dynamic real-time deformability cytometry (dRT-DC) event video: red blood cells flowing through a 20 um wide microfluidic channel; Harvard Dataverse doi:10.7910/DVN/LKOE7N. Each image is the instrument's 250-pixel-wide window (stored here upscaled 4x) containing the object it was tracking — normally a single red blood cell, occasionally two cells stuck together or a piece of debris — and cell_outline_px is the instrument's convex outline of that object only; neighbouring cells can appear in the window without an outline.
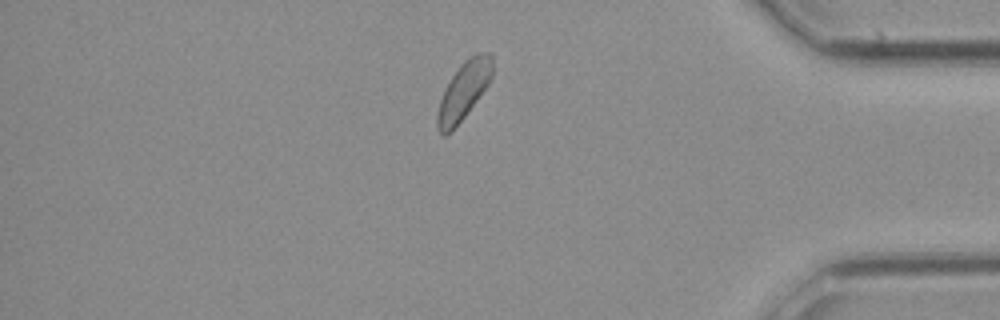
{"species": "common noctule bat (a hibernating species)", "species_latin": "Nyctalus noctula", "temperature_condition": "cold", "stored_images_in_passage": 23, "camera_frame_rate_fps": 3000, "um_per_image_px": 0.085, "animal": {"sex": "female", "body_mass_g": 21.9}, "frame": {"image": 1, "passage_image": 21, "time_ms": 6.667, "image_size_px": [1000, 320], "cell_outline_px": [[492, 76], [488, 84], [452, 132], [444, 136], [436, 128], [436, 116], [440, 100], [452, 76], [460, 64], [468, 56], [476, 52], [492, 52]], "centroid_in_image_um": [39.41, 7.69], "position_along_channel_um": 395.8, "area_um2": 18.38}}